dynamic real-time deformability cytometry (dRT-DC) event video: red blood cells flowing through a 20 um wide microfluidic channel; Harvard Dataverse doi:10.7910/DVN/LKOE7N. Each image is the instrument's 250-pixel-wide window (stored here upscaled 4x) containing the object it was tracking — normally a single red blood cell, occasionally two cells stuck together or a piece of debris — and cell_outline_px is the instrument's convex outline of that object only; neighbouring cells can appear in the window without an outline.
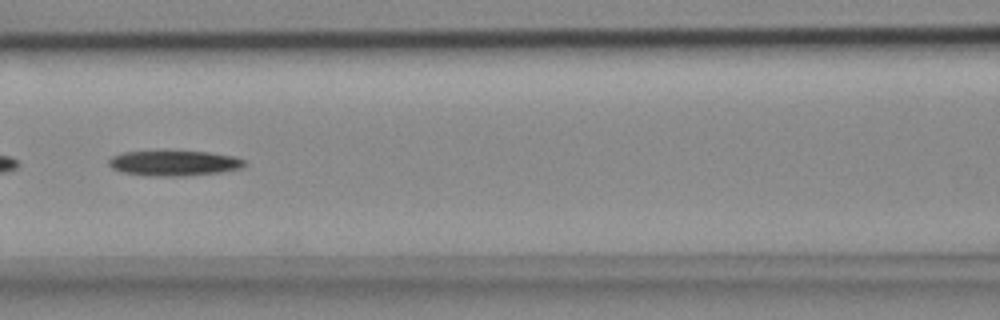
{"species": "common noctule bat (a hibernating species)", "species_latin": "Nyctalus noctula", "temperature_condition": "cold", "stored_images_in_passage": 7, "camera_frame_rate_fps": 3000, "um_per_image_px": 0.085, "animal": {"sex": "female", "body_mass_g": 18.4}, "frame": {"image": 1, "passage_image": 5, "time_ms": 1.333, "image_size_px": [1000, 320], "cell_outline_px": [[244, 164], [240, 168], [220, 172], [184, 176], [144, 176], [124, 172], [112, 168], [108, 164], [108, 160], [112, 156], [124, 152], [208, 152], [232, 156], [244, 160]], "centroid_in_image_um": [14.75, 13.88], "position_along_channel_um": 151.8, "area_um2": 19.59}}
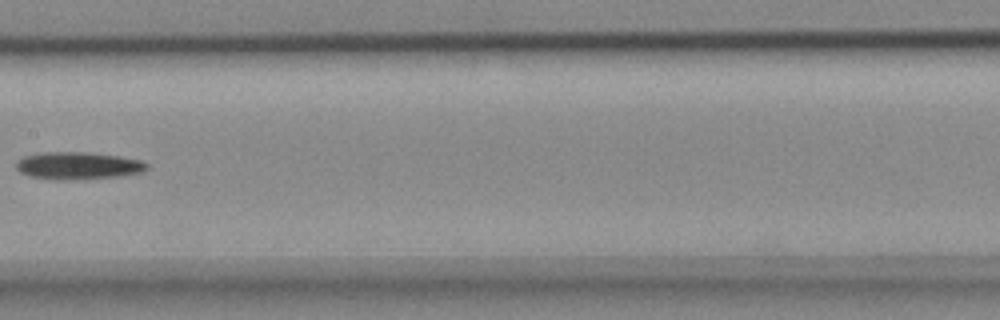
{"frame": {"image": 2, "passage_image": 6, "time_ms": 1.667, "image_size_px": [1000, 320], "cell_outline_px": [[148, 168], [144, 172], [120, 176], [88, 180], [52, 180], [28, 176], [20, 172], [16, 168], [16, 164], [24, 156], [44, 152], [84, 152], [120, 156], [140, 160], [148, 164]], "centroid_in_image_um": [6.66, 14.11], "position_along_channel_um": 200.7, "area_um2": 21.21}}
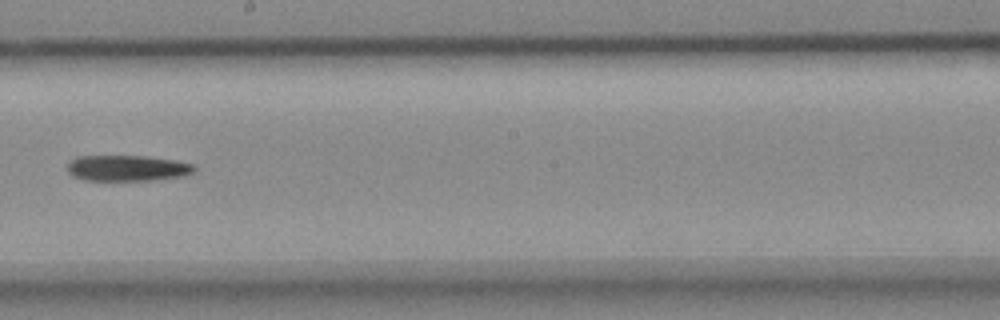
{"frame": {"image": 3, "passage_image": 7, "time_ms": 2.0, "image_size_px": [1000, 320], "cell_outline_px": [[196, 168], [192, 172], [184, 176], [148, 180], [84, 180], [72, 176], [68, 172], [68, 164], [72, 160], [80, 156], [144, 156], [172, 160], [192, 164]], "centroid_in_image_um": [10.79, 14.29], "position_along_channel_um": 237.4, "area_um2": 18.84}}